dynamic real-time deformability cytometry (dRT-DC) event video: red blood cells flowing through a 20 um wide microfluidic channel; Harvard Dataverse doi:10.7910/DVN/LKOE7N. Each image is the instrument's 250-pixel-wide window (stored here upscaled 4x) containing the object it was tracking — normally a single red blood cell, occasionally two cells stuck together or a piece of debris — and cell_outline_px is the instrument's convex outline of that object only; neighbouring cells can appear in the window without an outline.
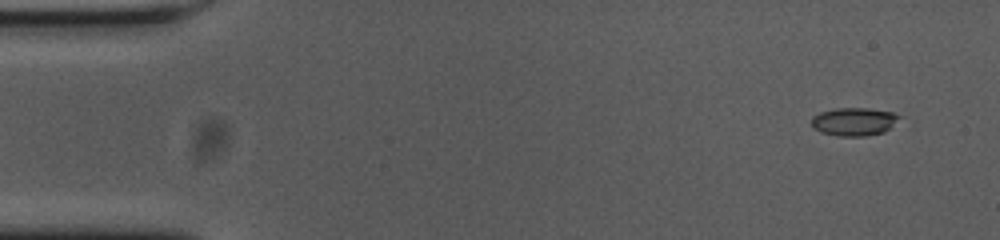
{"species": "common noctule bat (a hibernating species)", "species_latin": "Nyctalus noctula", "temperature_condition": "cold", "stored_images_in_passage": 56, "camera_frame_rate_fps": 3000, "um_per_image_px": 0.085, "animal": {"sex": "female", "body_mass_g": 23.0, "forearm_length_mm": 53.4}, "frame": {"image": 1, "passage_image": 4, "time_ms": 1.0, "image_size_px": [1000, 240], "cell_outline_px": [[900, 116], [884, 132], [864, 136], [840, 136], [820, 132], [812, 128], [812, 116], [820, 112], [836, 108], [868, 108], [892, 112]], "centroid_in_image_um": [72.53, 10.33], "position_along_channel_um": 12.5, "area_um2": 14.22}}
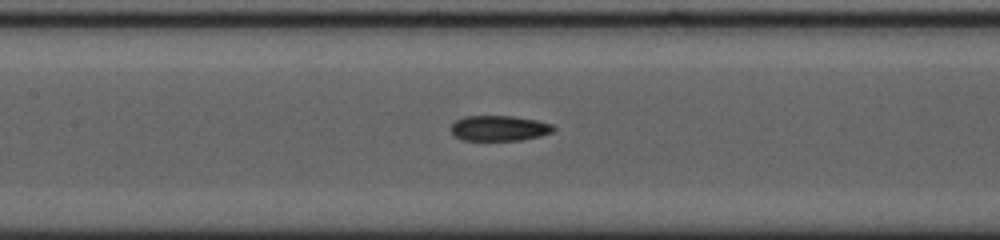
{"frame": {"image": 2, "passage_image": 26, "time_ms": 8.333, "image_size_px": [1000, 240], "cell_outline_px": [[556, 128], [552, 132], [540, 136], [520, 140], [464, 140], [456, 136], [452, 132], [452, 124], [456, 120], [464, 116], [512, 116], [536, 120], [552, 124]], "centroid_in_image_um": [42.45, 10.89], "position_along_channel_um": 164.9, "area_um2": 15.03}}
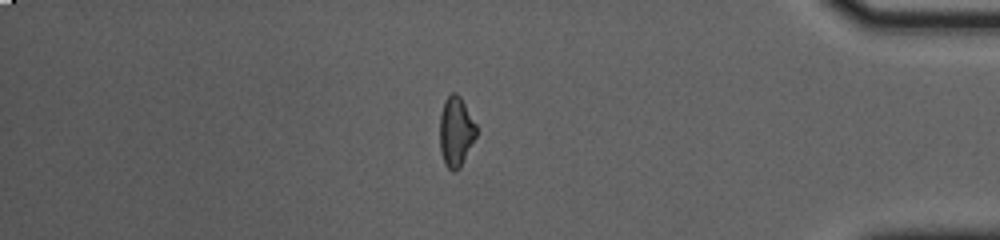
{"frame": {"image": 3, "passage_image": 48, "time_ms": 15.667, "image_size_px": [1000, 240], "cell_outline_px": [[476, 136], [460, 168], [456, 172], [452, 172], [444, 164], [440, 152], [440, 112], [444, 100], [452, 92], [456, 92], [460, 96], [476, 124]], "centroid_in_image_um": [38.73, 11.2], "position_along_channel_um": 396.5, "area_um2": 15.03}, "authors_computed_cell_mechanics": {"area_um2": 15.028, "velocity_mm_per_s": 3.6433, "shape_relaxation_time_tau1_ms": null, "shape_relaxation_time_tau2_ms": 4.33, "deformation_change_tau1": null, "deformation_change_tau2": 0.1134}}